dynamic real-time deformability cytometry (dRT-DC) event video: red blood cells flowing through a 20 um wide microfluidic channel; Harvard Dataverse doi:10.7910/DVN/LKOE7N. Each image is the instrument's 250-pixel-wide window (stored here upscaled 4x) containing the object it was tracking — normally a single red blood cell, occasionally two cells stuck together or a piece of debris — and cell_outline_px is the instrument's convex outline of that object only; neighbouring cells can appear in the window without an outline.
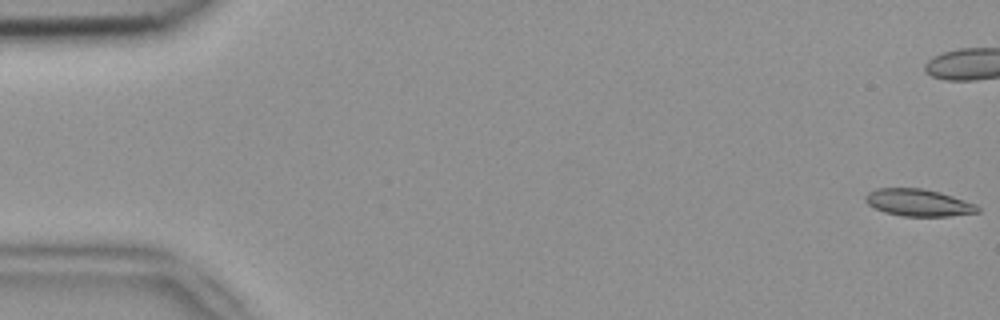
{"species": "common noctule bat (a hibernating species)", "species_latin": "Nyctalus noctula", "temperature_condition": "room temperature", "stored_images_in_passage": 6, "camera_frame_rate_fps": 3000, "um_per_image_px": 0.085, "animal": {"sex": "female", "body_mass_g": 18.4}, "frame": {"image": 1, "passage_image": 1, "time_ms": 0.0, "image_size_px": [1000, 320], "cell_outline_px": [[980, 212], [948, 216], [904, 216], [884, 212], [868, 204], [864, 200], [864, 196], [868, 192], [876, 188], [920, 188], [940, 192], [976, 204], [980, 208]], "centroid_in_image_um": [78.05, 17.22], "position_along_channel_um": 6.9, "area_um2": 17.69}}